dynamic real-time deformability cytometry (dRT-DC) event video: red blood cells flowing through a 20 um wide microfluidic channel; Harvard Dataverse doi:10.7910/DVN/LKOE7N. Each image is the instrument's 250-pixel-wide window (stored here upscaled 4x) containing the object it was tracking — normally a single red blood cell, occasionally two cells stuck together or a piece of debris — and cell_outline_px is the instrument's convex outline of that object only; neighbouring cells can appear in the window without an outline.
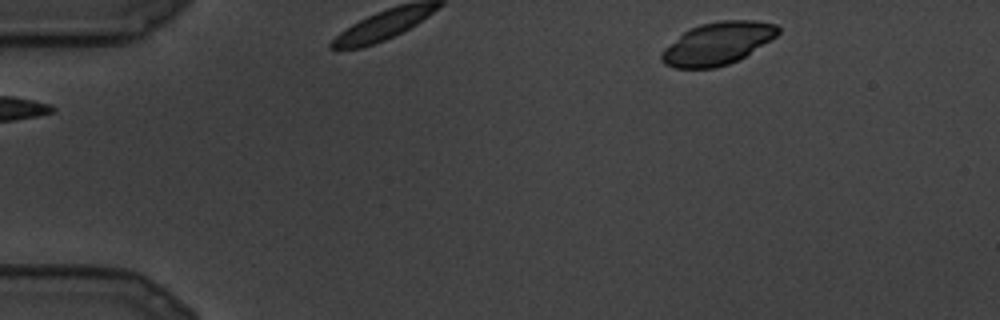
{"species": "common noctule bat (a hibernating species)", "species_latin": "Nyctalus noctula", "temperature_condition": "cold", "stored_images_in_passage": 6, "camera_frame_rate_fps": 3000, "um_per_image_px": 0.085, "animal": {"sex": "male", "body_mass_g": 19.5, "forearm_length_mm": 54.6}, "frame": {"image": 1, "passage_image": 1, "time_ms": 0.0, "image_size_px": [1000, 320], "cell_outline_px": [[780, 32], [776, 36], [744, 56], [728, 64], [716, 68], [672, 68], [664, 64], [660, 60], [660, 56], [664, 48], [684, 32], [700, 24], [720, 20], [756, 20], [776, 24], [780, 28]], "centroid_in_image_um": [60.97, 3.69], "position_along_channel_um": 24.0, "area_um2": 28.67}}
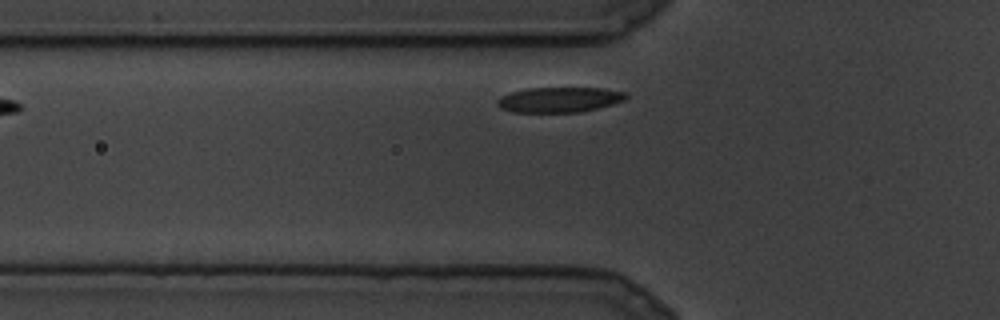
{"frame": {"image": 2, "passage_image": 3, "time_ms": 0.667, "image_size_px": [1000, 320], "cell_outline_px": [[628, 96], [624, 100], [612, 104], [580, 112], [512, 112], [500, 108], [496, 104], [496, 100], [500, 96], [512, 92], [528, 88], [600, 88], [624, 92]], "centroid_in_image_um": [47.49, 8.47], "position_along_channel_um": 78.3, "area_um2": 18.79}}
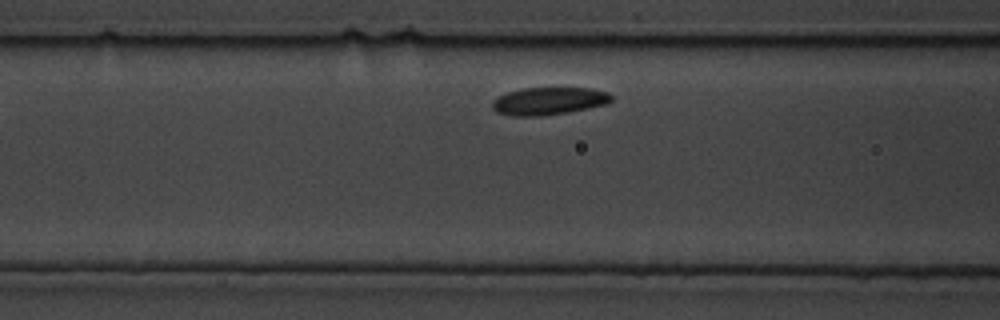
{"frame": {"image": 3, "passage_image": 5, "time_ms": 1.333, "image_size_px": [1000, 320], "cell_outline_px": [[612, 100], [608, 104], [568, 112], [540, 116], [508, 116], [496, 112], [492, 108], [492, 100], [508, 92], [524, 88], [592, 88], [608, 92], [612, 96]], "centroid_in_image_um": [46.65, 8.59], "position_along_channel_um": 120.0, "area_um2": 19.25}}